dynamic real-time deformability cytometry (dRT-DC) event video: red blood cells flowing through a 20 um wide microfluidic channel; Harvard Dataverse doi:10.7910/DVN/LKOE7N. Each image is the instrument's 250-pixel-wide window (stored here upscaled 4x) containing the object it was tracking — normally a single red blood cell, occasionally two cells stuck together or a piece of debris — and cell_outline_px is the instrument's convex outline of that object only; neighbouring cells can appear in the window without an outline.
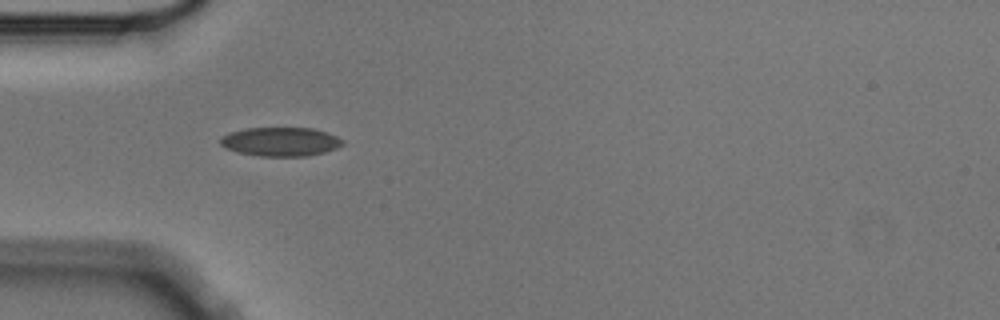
{"species": "Egyptian fruit bat (a non-hibernating species)", "species_latin": "Rousettus aegyptiacus", "temperature_condition": "cold", "stored_images_in_passage": 12, "camera_frame_rate_fps": 3000, "um_per_image_px": 0.085, "animal": {"sex": "male"}, "frame": {"image": 1, "passage_image": 2, "time_ms": 0.333, "image_size_px": [1000, 320], "cell_outline_px": [[344, 144], [336, 148], [324, 152], [304, 156], [260, 156], [236, 152], [224, 148], [220, 144], [220, 140], [228, 132], [248, 128], [312, 128], [328, 132], [344, 140]], "centroid_in_image_um": [23.84, 12.04], "position_along_channel_um": 61.2, "area_um2": 20.63}}
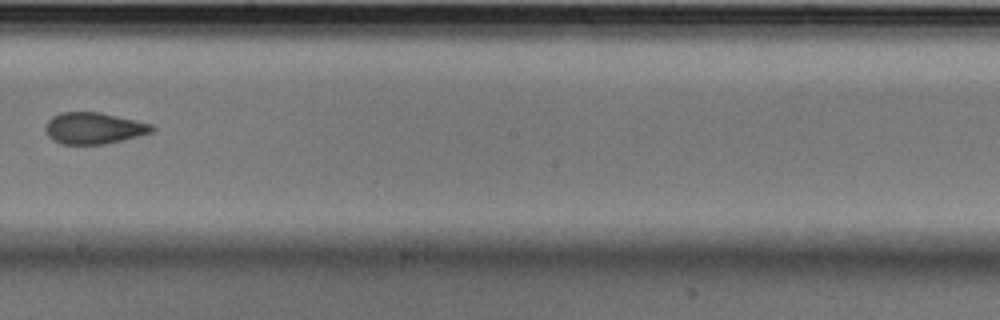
{"frame": {"image": 2, "passage_image": 6, "time_ms": 1.667, "image_size_px": [1000, 320], "cell_outline_px": [[156, 128], [152, 132], [104, 144], [60, 144], [52, 140], [48, 136], [44, 128], [48, 120], [52, 116], [60, 112], [100, 112], [156, 124]], "centroid_in_image_um": [7.97, 10.88], "position_along_channel_um": 240.2, "area_um2": 19.71}}
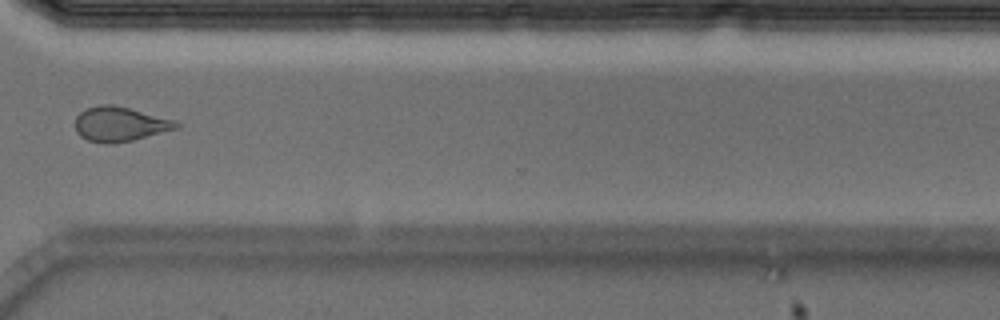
{"frame": {"image": 3, "passage_image": 9, "time_ms": 2.667, "image_size_px": [1000, 320], "cell_outline_px": [[180, 128], [132, 140], [108, 144], [104, 144], [88, 140], [80, 136], [76, 132], [76, 116], [84, 108], [100, 104], [112, 104], [176, 120], [180, 124]], "centroid_in_image_um": [10.18, 10.54], "position_along_channel_um": 360.4, "area_um2": 20.46}}